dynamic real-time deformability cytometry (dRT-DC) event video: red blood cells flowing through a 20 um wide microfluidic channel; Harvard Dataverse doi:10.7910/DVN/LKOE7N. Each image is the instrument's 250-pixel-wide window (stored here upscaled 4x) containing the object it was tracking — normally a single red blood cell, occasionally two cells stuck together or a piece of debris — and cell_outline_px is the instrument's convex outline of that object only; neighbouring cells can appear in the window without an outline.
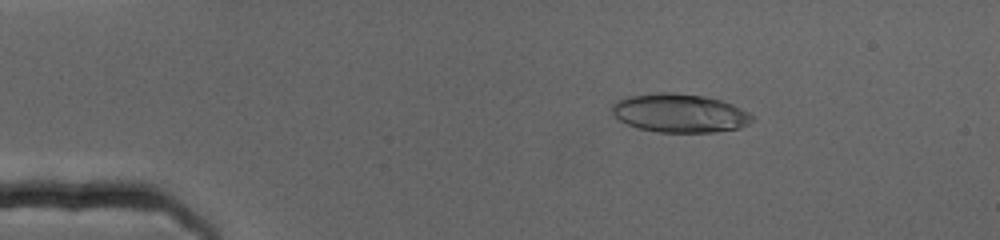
{"species": "human", "species_latin": "Homo sapiens", "temperature_condition": "cold", "stored_images_in_passage": 71, "camera_frame_rate_fps": 3000, "um_per_image_px": 0.085, "donor": {"sex": "female"}, "frame": {"image": 1, "passage_image": 12, "time_ms": 3.667, "image_size_px": [1000, 240], "cell_outline_px": [[756, 120], [740, 128], [716, 132], [656, 132], [636, 128], [620, 120], [612, 112], [612, 104], [616, 100], [628, 96], [660, 92], [672, 92], [704, 96], [720, 100], [732, 104], [756, 116]], "centroid_in_image_um": [57.8, 9.62], "position_along_channel_um": 27.2, "area_um2": 31.79}}
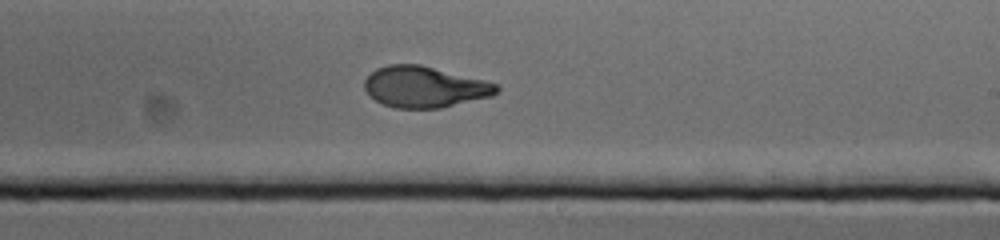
{"frame": {"image": 2, "passage_image": 43, "time_ms": 14.0, "image_size_px": [1000, 240], "cell_outline_px": [[500, 88], [492, 96], [440, 108], [396, 108], [384, 104], [376, 100], [364, 88], [364, 80], [376, 68], [388, 64], [420, 64], [500, 84]], "centroid_in_image_um": [36.1, 7.38], "position_along_channel_um": 252.9, "area_um2": 31.5}}
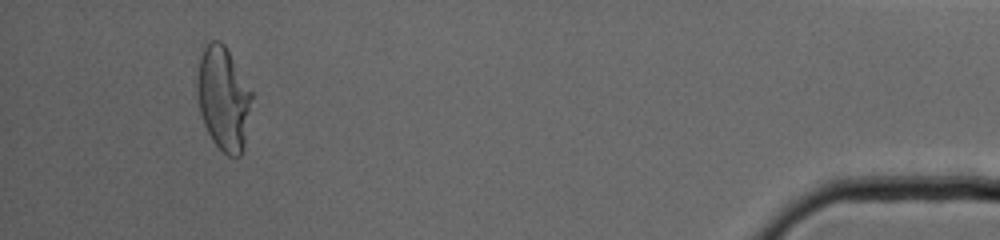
{"frame": {"image": 3, "passage_image": 67, "time_ms": 22.0, "image_size_px": [1000, 240], "cell_outline_px": [[252, 96], [244, 148], [240, 156], [228, 156], [212, 140], [204, 124], [200, 112], [196, 88], [196, 80], [200, 60], [204, 48], [212, 40], [220, 40], [224, 44], [252, 92]], "centroid_in_image_um": [18.98, 8.38], "position_along_channel_um": 416.2, "area_um2": 32.6}}